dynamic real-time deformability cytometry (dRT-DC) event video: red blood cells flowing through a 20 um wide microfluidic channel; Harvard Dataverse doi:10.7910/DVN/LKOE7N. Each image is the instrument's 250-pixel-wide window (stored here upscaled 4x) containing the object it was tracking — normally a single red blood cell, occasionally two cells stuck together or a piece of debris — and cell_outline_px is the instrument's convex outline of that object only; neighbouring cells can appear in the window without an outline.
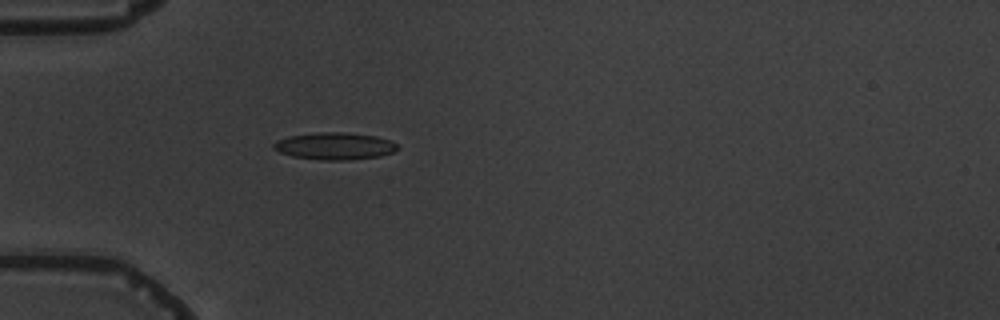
{"species": "common noctule bat (a hibernating species)", "species_latin": "Nyctalus noctula", "temperature_condition": "warm", "stored_images_in_passage": 6, "camera_frame_rate_fps": 3000, "um_per_image_px": 0.085, "animal": {"sex": "male", "body_mass_g": 19.5, "forearm_length_mm": 54.6}, "frame": {"image": 1, "passage_image": 6, "time_ms": 5.667, "image_size_px": [1000, 320], "cell_outline_px": [[400, 148], [392, 152], [380, 156], [344, 160], [320, 160], [292, 156], [280, 152], [272, 148], [272, 144], [276, 140], [288, 136], [320, 132], [340, 132], [376, 136], [388, 140], [396, 144]], "centroid_in_image_um": [28.41, 12.41], "position_along_channel_um": 56.6, "area_um2": 19.48}}